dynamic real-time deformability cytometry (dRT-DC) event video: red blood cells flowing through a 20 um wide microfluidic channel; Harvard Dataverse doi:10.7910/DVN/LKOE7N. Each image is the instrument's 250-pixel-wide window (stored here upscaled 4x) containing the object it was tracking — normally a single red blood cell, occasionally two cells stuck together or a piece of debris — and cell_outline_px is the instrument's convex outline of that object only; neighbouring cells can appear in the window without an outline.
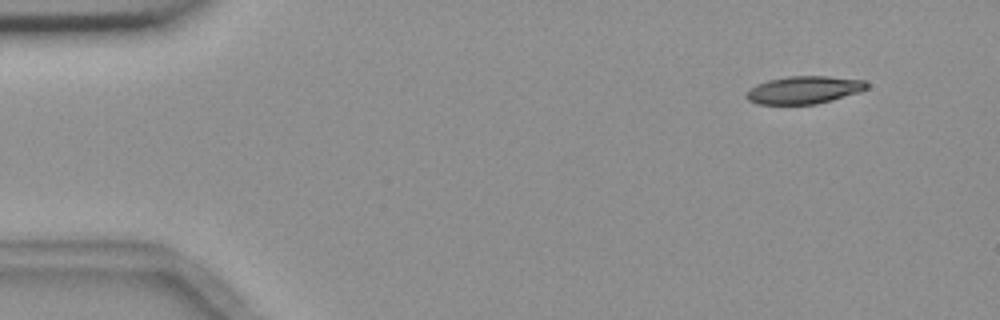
{"species": "common noctule bat (a hibernating species)", "species_latin": "Nyctalus noctula", "temperature_condition": "room temperature", "stored_images_in_passage": 4, "camera_frame_rate_fps": 3000, "um_per_image_px": 0.085, "animal": {"sex": "female", "body_mass_g": 18.4}, "frame": {"image": 1, "passage_image": 1, "time_ms": 0.0, "image_size_px": [1000, 320], "cell_outline_px": [[868, 88], [832, 100], [816, 104], [756, 104], [748, 100], [744, 96], [748, 88], [756, 84], [768, 80], [788, 76], [828, 76], [864, 80], [868, 84]], "centroid_in_image_um": [68.27, 7.64], "position_along_channel_um": 16.7, "area_um2": 19.42}}
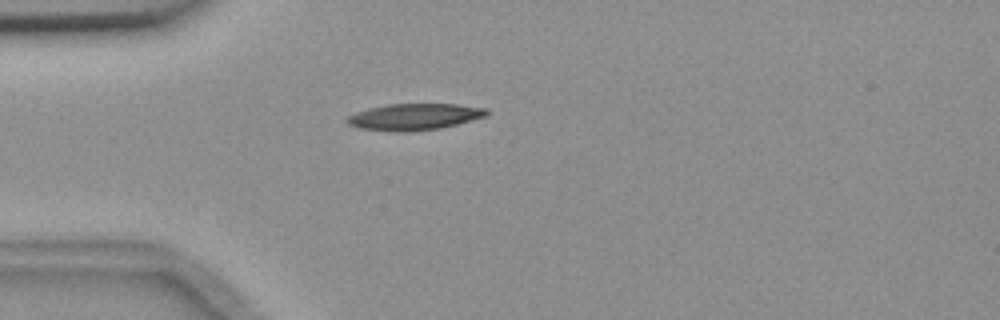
{"frame": {"image": 2, "passage_image": 4, "time_ms": 3.333, "image_size_px": [1000, 320], "cell_outline_px": [[488, 116], [440, 128], [404, 132], [396, 132], [360, 128], [348, 124], [344, 120], [348, 116], [356, 112], [368, 108], [388, 104], [456, 104], [488, 108]], "centroid_in_image_um": [35.22, 9.92], "position_along_channel_um": 49.8, "area_um2": 21.56}}